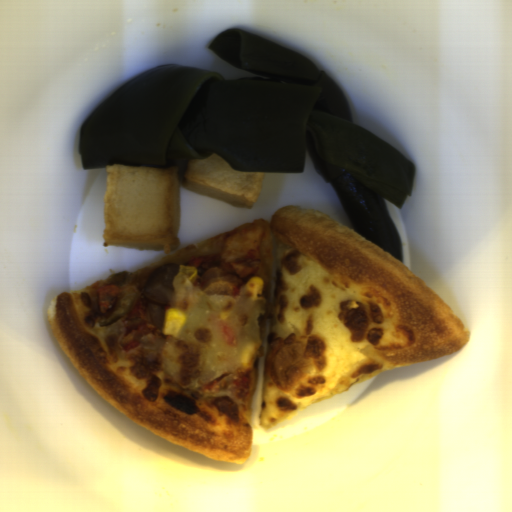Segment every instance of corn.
<instances>
[{
  "mask_svg": "<svg viewBox=\"0 0 512 512\" xmlns=\"http://www.w3.org/2000/svg\"><path fill=\"white\" fill-rule=\"evenodd\" d=\"M187 315L177 307H170L165 313L162 333L166 336H179L185 323Z\"/></svg>",
  "mask_w": 512,
  "mask_h": 512,
  "instance_id": "51d56268",
  "label": "corn"
},
{
  "mask_svg": "<svg viewBox=\"0 0 512 512\" xmlns=\"http://www.w3.org/2000/svg\"><path fill=\"white\" fill-rule=\"evenodd\" d=\"M248 292L255 295L263 293L264 282L261 277H253L246 285Z\"/></svg>",
  "mask_w": 512,
  "mask_h": 512,
  "instance_id": "f1292c28",
  "label": "corn"
}]
</instances>
